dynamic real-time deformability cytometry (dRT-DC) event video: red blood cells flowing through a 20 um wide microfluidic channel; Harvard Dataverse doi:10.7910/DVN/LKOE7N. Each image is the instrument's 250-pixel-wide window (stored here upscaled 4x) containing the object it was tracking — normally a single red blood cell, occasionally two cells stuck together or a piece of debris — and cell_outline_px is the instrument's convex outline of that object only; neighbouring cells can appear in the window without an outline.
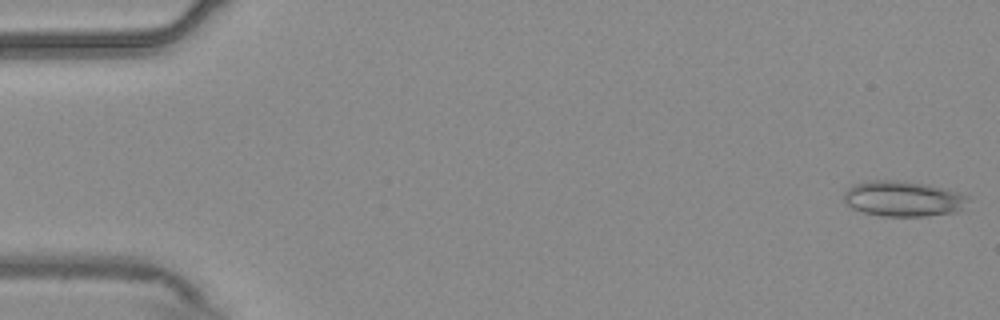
{"species": "common noctule bat (a hibernating species)", "species_latin": "Nyctalus noctula", "temperature_condition": "warm", "stored_images_in_passage": 54, "camera_frame_rate_fps": 3000, "um_per_image_px": 0.085, "animal": {"sex": "male", "body_mass_g": 20.4}, "frame": {"image": 1, "passage_image": 1, "time_ms": 0.0, "image_size_px": [1000, 320], "cell_outline_px": [[968, 200], [956, 212], [924, 216], [880, 216], [864, 212], [852, 208], [844, 200], [844, 192], [852, 184], [868, 180], [900, 180], [924, 184], [944, 188], [968, 196]], "centroid_in_image_um": [76.71, 16.88], "position_along_channel_um": 8.3, "area_um2": 25.49}}
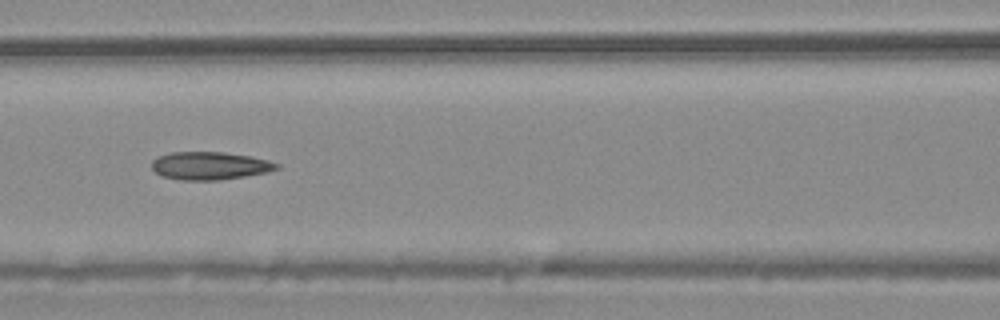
{"frame": {"image": 2, "passage_image": 24, "time_ms": 7.667, "image_size_px": [1000, 320], "cell_outline_px": [[280, 168], [268, 172], [220, 180], [180, 180], [164, 176], [156, 172], [152, 168], [152, 160], [160, 156], [172, 152], [224, 152], [252, 156], [268, 160], [280, 164]], "centroid_in_image_um": [17.88, 14.08], "position_along_channel_um": 148.7, "area_um2": 20.29}}
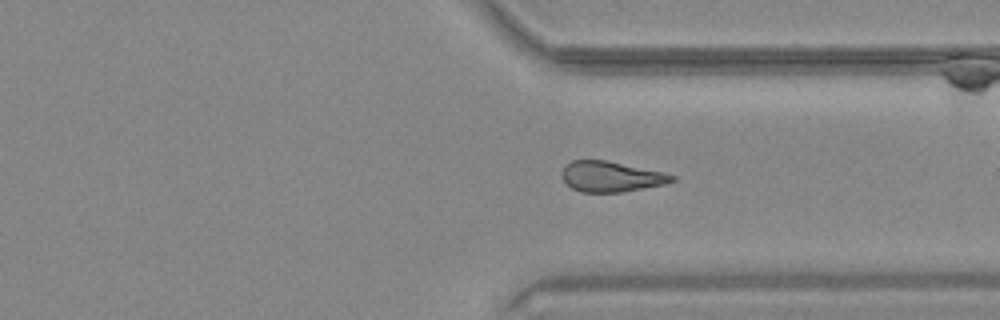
{"frame": {"image": 3, "passage_image": 41, "time_ms": 13.333, "image_size_px": [1000, 320], "cell_outline_px": [[676, 180], [668, 184], [620, 192], [580, 192], [572, 188], [560, 176], [560, 172], [564, 164], [572, 160], [608, 160], [664, 172], [676, 176]], "centroid_in_image_um": [51.94, 15.0], "position_along_channel_um": 359.5, "area_um2": 19.88}, "authors_computed_cell_mechanics": {"area_um2": 20.7213, "velocity_mm_per_s": 3.7239, "shape_relaxation_time_tau1_ms": null, "shape_relaxation_time_tau2_ms": 7.3664, "deformation_change_tau1": null, "deformation_change_tau2": 0.167}}